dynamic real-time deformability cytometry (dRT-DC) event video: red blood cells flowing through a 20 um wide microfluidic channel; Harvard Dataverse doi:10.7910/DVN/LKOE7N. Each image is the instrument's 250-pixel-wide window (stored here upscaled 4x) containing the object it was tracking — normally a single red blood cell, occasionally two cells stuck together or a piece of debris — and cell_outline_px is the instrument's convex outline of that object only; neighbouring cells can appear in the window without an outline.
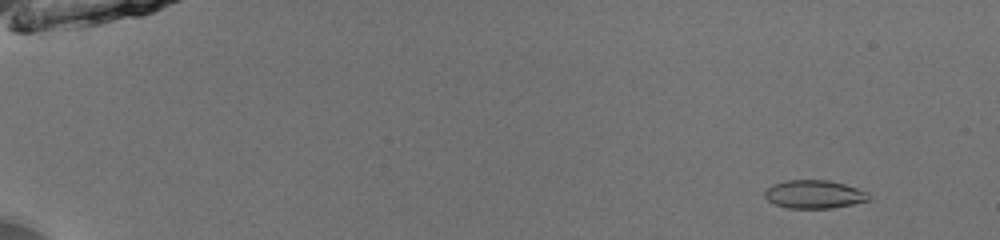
{"species": "common noctule bat (a hibernating species)", "species_latin": "Nyctalus noctula", "temperature_condition": "room temperature", "stored_images_in_passage": 54, "camera_frame_rate_fps": 3000, "um_per_image_px": 0.085, "animal": {"sex": "male", "body_mass_g": 13.0, "forearm_length_mm": 53.1}, "frame": {"image": 1, "passage_image": 6, "time_ms": 1.667, "image_size_px": [1000, 240], "cell_outline_px": [[868, 200], [852, 204], [832, 208], [788, 208], [776, 204], [768, 200], [764, 196], [764, 192], [772, 184], [784, 180], [828, 180], [844, 184], [868, 192]], "centroid_in_image_um": [69.17, 16.51], "position_along_channel_um": 15.8, "area_um2": 16.99}}
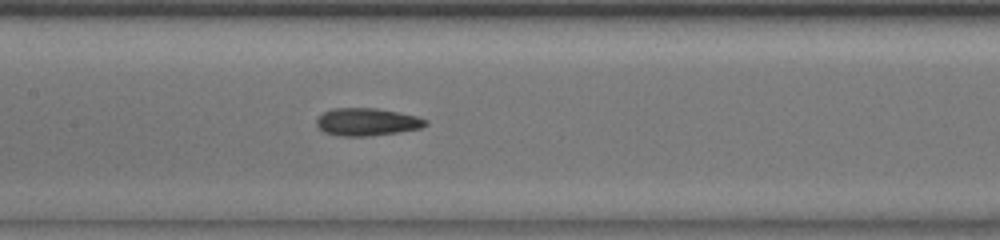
{"frame": {"image": 2, "passage_image": 29, "time_ms": 9.333, "image_size_px": [1000, 240], "cell_outline_px": [[428, 124], [420, 128], [400, 132], [368, 136], [340, 136], [324, 132], [316, 124], [316, 120], [324, 112], [332, 108], [376, 108], [416, 116], [428, 120]], "centroid_in_image_um": [31.19, 10.36], "position_along_channel_um": 176.2, "area_um2": 17.46}}
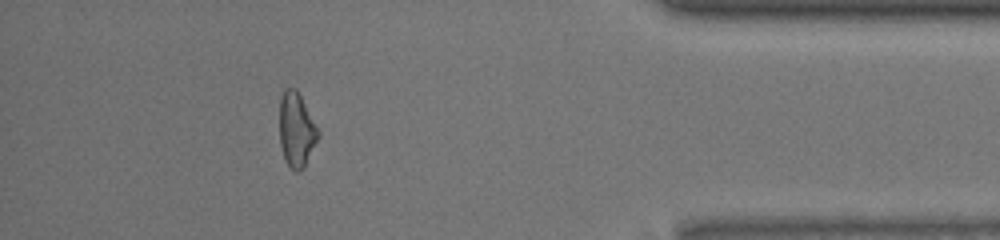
{"frame": {"image": 3, "passage_image": 49, "time_ms": 16.0, "image_size_px": [1000, 240], "cell_outline_px": [[320, 136], [304, 168], [296, 172], [284, 160], [280, 144], [280, 100], [284, 88], [296, 88], [320, 132]], "centroid_in_image_um": [25.2, 11.05], "position_along_channel_um": 410.0, "area_um2": 16.76}, "authors_computed_cell_mechanics": {"area_um2": 17.0221, "velocity_mm_per_s": 3.9884, "shape_relaxation_time_tau1_ms": null, "shape_relaxation_time_tau2_ms": 2.2341, "deformation_change_tau1": null, "deformation_change_tau2": 0.1122}}